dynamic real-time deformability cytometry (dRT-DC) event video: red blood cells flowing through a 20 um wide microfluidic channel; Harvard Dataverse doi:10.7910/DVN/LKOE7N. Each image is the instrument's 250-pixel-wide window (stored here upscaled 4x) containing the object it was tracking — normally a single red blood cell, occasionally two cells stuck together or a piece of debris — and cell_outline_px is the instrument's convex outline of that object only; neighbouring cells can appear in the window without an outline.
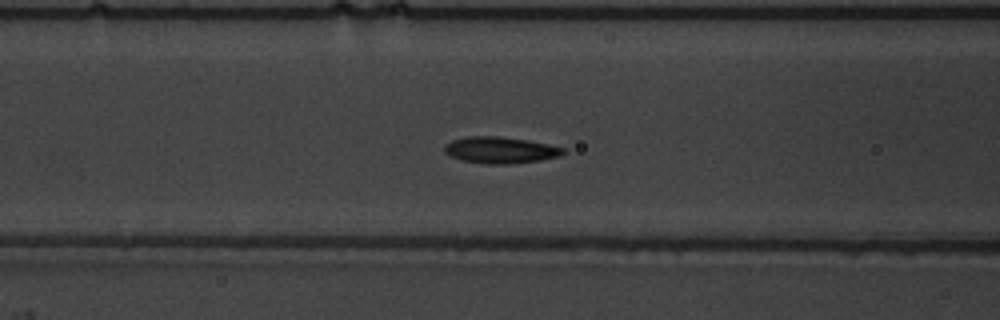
{"species": "common noctule bat (a hibernating species)", "species_latin": "Nyctalus noctula", "temperature_condition": "warm", "stored_images_in_passage": 47, "camera_frame_rate_fps": 3000, "um_per_image_px": 0.085, "animal": {"sex": "male", "body_mass_g": 19.5, "forearm_length_mm": 54.6}, "frame": {"image": 1, "passage_image": 24, "time_ms": 7.667, "image_size_px": [1000, 320], "cell_outline_px": [[564, 152], [560, 156], [540, 160], [512, 164], [484, 164], [464, 160], [452, 156], [444, 152], [444, 144], [452, 140], [468, 136], [496, 136], [528, 140], [548, 144], [564, 148]], "centroid_in_image_um": [42.52, 12.75], "position_along_channel_um": 124.1, "area_um2": 18.26}}
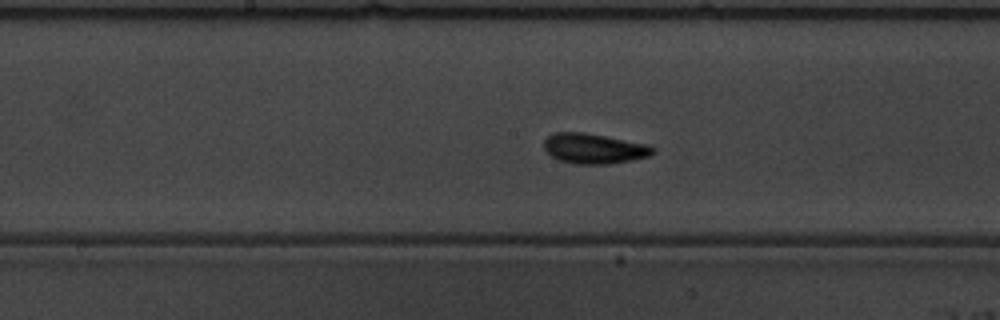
{"frame": {"image": 2, "passage_image": 30, "time_ms": 9.667, "image_size_px": [1000, 320], "cell_outline_px": [[656, 152], [648, 156], [632, 160], [612, 164], [576, 164], [560, 160], [552, 156], [544, 148], [544, 140], [548, 136], [556, 132], [584, 132], [644, 144], [656, 148]], "centroid_in_image_um": [50.49, 12.63], "position_along_channel_um": 197.7, "area_um2": 18.96}}
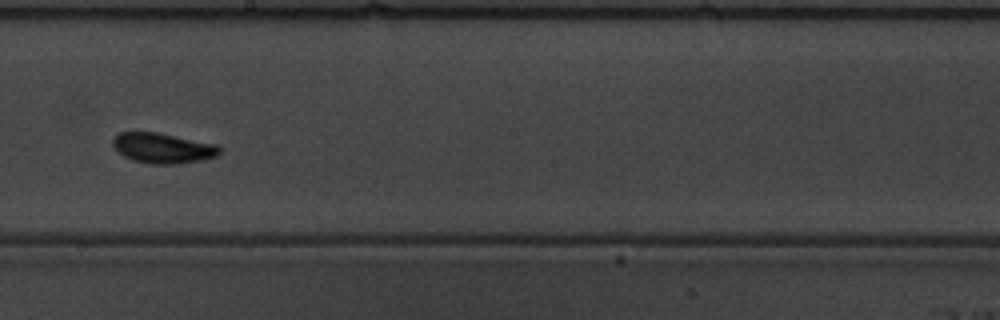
{"frame": {"image": 3, "passage_image": 33, "time_ms": 10.667, "image_size_px": [1000, 320], "cell_outline_px": [[220, 152], [216, 156], [200, 160], [176, 164], [148, 164], [132, 160], [124, 156], [112, 144], [112, 140], [120, 132], [156, 132], [216, 144], [220, 148]], "centroid_in_image_um": [13.83, 12.59], "position_along_channel_um": 234.4, "area_um2": 18.61}, "authors_computed_cell_mechanics": {"area_um2": 17.629, "velocity_mm_per_s": 3.688, "shape_relaxation_time_tau1_ms": 3.205, "shape_relaxation_time_tau2_ms": 2.5091, "deformation_change_tau1": 0.1575, "deformation_change_tau2": 0.0508}}